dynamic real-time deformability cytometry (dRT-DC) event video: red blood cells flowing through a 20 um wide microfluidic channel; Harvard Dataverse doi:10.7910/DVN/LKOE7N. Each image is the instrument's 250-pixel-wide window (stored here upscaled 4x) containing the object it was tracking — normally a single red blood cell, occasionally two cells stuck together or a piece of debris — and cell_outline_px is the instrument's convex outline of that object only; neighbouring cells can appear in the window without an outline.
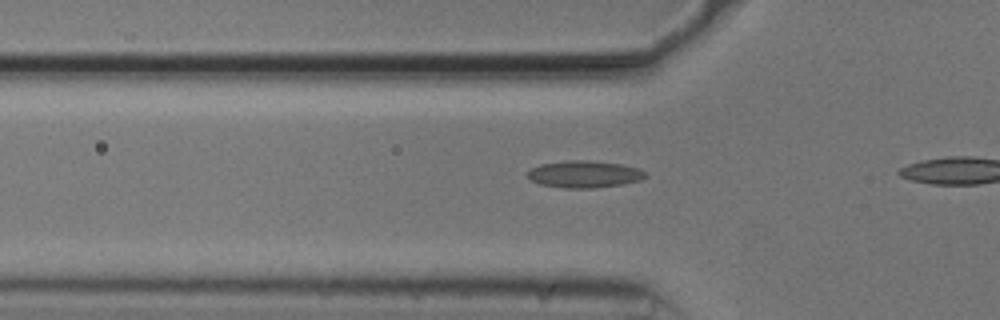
{"species": "common noctule bat (a hibernating species)", "species_latin": "Nyctalus noctula", "temperature_condition": "cold", "stored_images_in_passage": 4, "camera_frame_rate_fps": 3000, "um_per_image_px": 0.085, "animal": {"sex": "male", "body_mass_g": 20.5, "forearm_length_mm": 52.5}, "frame": {"image": 1, "passage_image": 3, "time_ms": 0.667, "image_size_px": [1000, 320], "cell_outline_px": [[648, 176], [640, 180], [620, 184], [592, 188], [564, 188], [540, 184], [524, 176], [532, 168], [540, 164], [568, 160], [588, 160], [620, 164], [640, 168], [648, 172]], "centroid_in_image_um": [49.68, 14.8], "position_along_channel_um": 76.1, "area_um2": 18.61}}